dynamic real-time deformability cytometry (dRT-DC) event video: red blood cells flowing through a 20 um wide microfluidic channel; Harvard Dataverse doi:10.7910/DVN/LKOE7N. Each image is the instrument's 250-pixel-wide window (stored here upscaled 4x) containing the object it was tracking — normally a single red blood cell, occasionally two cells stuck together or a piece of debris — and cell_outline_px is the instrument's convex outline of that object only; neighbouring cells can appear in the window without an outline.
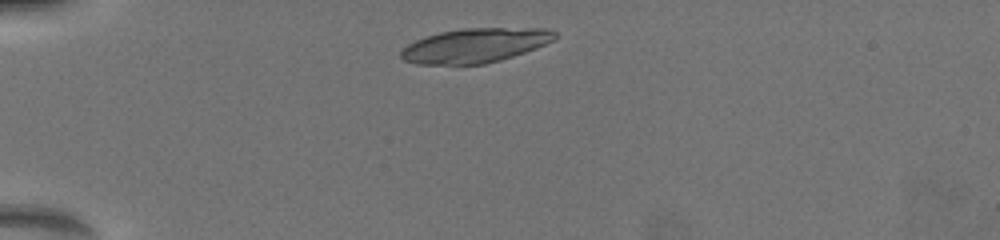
{"species": "common noctule bat (a hibernating species)", "species_latin": "Nyctalus noctula", "temperature_condition": "warm", "stored_images_in_passage": 60, "camera_frame_rate_fps": 3000, "um_per_image_px": 0.085, "animal": {"sex": "female", "body_mass_g": 19.5, "forearm_length_mm": 54.1}, "frame": {"image": 1, "passage_image": 7, "time_ms": 1.0, "image_size_px": [1000, 240], "cell_outline_px": [[560, 36], [556, 40], [536, 48], [500, 60], [484, 64], [416, 64], [404, 60], [400, 56], [400, 52], [408, 44], [416, 40], [440, 32], [464, 28], [544, 28], [556, 32]], "centroid_in_image_um": [40.43, 3.86], "position_along_channel_um": 44.6, "area_um2": 30.75}}
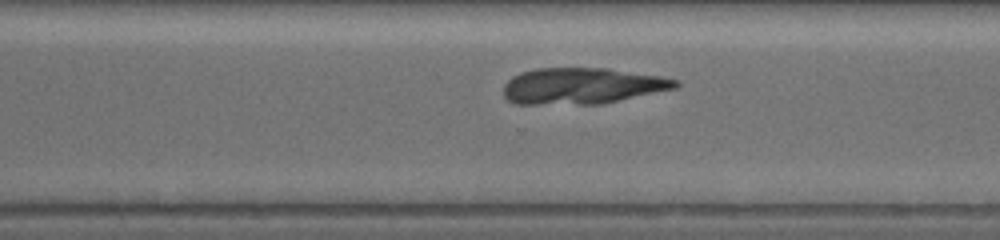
{"frame": {"image": 2, "passage_image": 45, "time_ms": 9.333, "image_size_px": [1000, 240], "cell_outline_px": [[680, 84], [676, 88], [600, 104], [516, 104], [508, 100], [504, 96], [504, 84], [512, 76], [520, 72], [536, 68], [608, 68], [660, 76], [680, 80]], "centroid_in_image_um": [49.46, 7.3], "position_along_channel_um": 321.1, "area_um2": 36.36}}
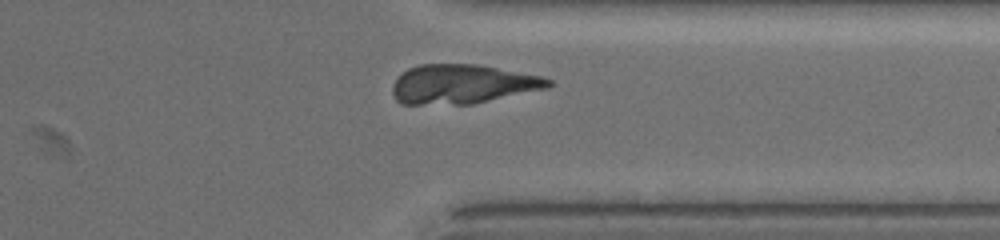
{"frame": {"image": 3, "passage_image": 52, "time_ms": 10.667, "image_size_px": [1000, 240], "cell_outline_px": [[552, 84], [548, 88], [472, 104], [400, 104], [396, 100], [392, 92], [392, 84], [408, 68], [420, 64], [476, 64], [540, 76], [552, 80]], "centroid_in_image_um": [39.29, 7.16], "position_along_channel_um": 372.1, "area_um2": 35.49}}